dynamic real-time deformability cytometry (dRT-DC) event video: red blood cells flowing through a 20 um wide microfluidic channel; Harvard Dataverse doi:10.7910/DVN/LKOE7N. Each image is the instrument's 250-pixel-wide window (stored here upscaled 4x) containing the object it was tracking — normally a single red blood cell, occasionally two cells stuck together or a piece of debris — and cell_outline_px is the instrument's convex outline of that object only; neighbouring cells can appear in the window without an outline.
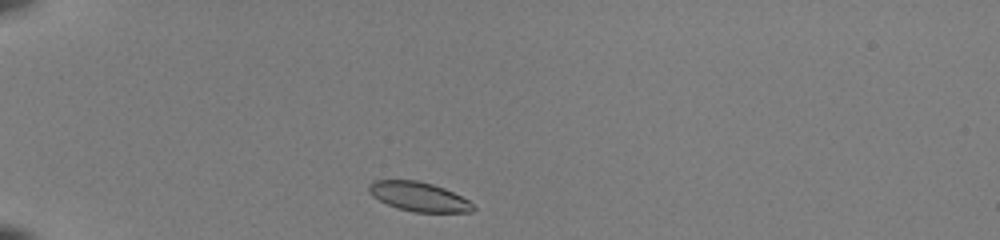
{"species": "common noctule bat (a hibernating species)", "species_latin": "Nyctalus noctula", "temperature_condition": "room temperature", "stored_images_in_passage": 37, "camera_frame_rate_fps": 3000, "um_per_image_px": 0.085, "animal": {"sex": "female", "body_mass_g": 22.0, "forearm_length_mm": 56.7}, "frame": {"image": 1, "passage_image": 1, "time_ms": 0.0, "image_size_px": [1000, 240], "cell_outline_px": [[476, 208], [472, 212], [412, 212], [388, 204], [372, 196], [368, 192], [368, 184], [372, 180], [416, 180], [432, 184], [444, 188], [468, 200]], "centroid_in_image_um": [35.57, 16.71], "position_along_channel_um": 49.4, "area_um2": 17.69}}
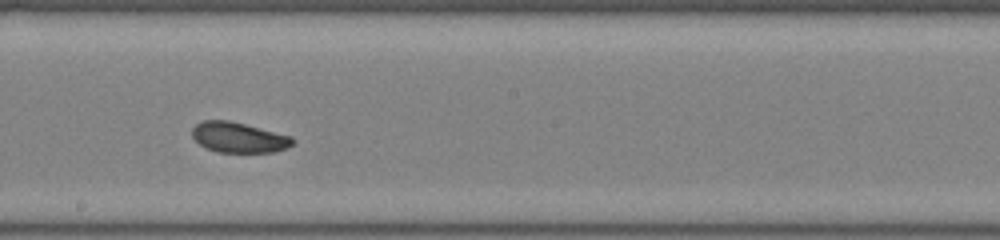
{"frame": {"image": 2, "passage_image": 17, "time_ms": 5.333, "image_size_px": [1000, 240], "cell_outline_px": [[296, 140], [288, 148], [276, 152], [216, 152], [200, 144], [192, 136], [192, 128], [196, 124], [204, 120], [228, 120], [292, 136]], "centroid_in_image_um": [20.32, 11.69], "position_along_channel_um": 227.9, "area_um2": 17.74}}
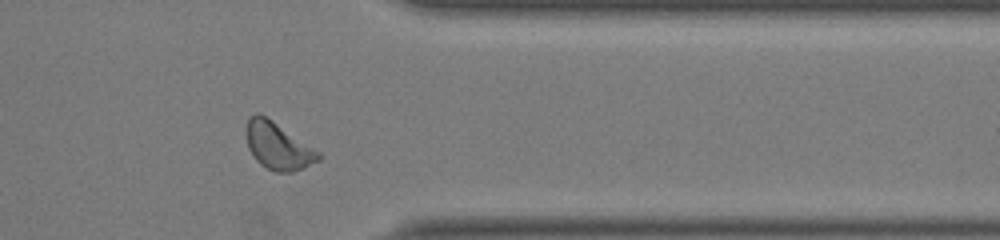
{"frame": {"image": 3, "passage_image": 29, "time_ms": 9.333, "image_size_px": [1000, 240], "cell_outline_px": [[320, 160], [304, 168], [292, 172], [276, 172], [260, 164], [252, 156], [248, 148], [244, 128], [248, 116], [256, 112], [260, 112], [320, 152]], "centroid_in_image_um": [23.57, 12.38], "position_along_channel_um": 387.8, "area_um2": 20.06}, "authors_computed_cell_mechanics": {"area_um2": 18.2648, "velocity_mm_per_s": 4.0609, "shape_relaxation_time_tau1_ms": 3.8565, "shape_relaxation_time_tau2_ms": 1.7532, "deformation_change_tau1": 0.0951, "deformation_change_tau2": 0.0565}}